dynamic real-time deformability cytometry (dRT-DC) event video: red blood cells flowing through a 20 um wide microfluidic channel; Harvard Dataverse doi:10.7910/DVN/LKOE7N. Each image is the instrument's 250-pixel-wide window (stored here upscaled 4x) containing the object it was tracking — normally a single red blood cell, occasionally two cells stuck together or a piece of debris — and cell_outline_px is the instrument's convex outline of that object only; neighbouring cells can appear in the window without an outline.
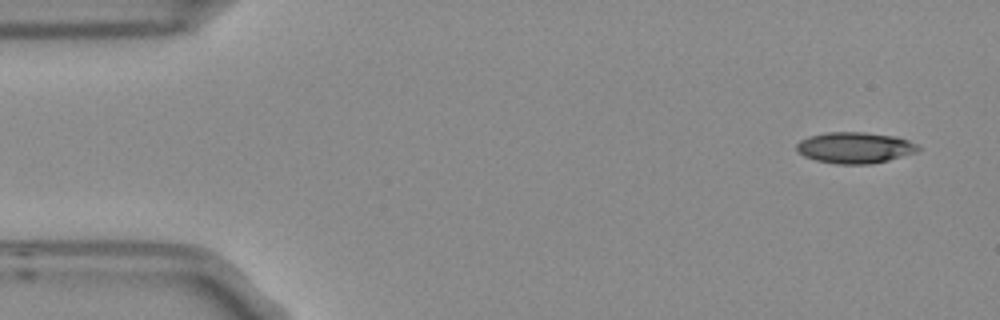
{"species": "Egyptian fruit bat (a non-hibernating species)", "species_latin": "Rousettus aegyptiacus", "temperature_condition": "room temperature", "stored_images_in_passage": 4, "camera_frame_rate_fps": 3000, "um_per_image_px": 0.085, "frame": {"image": 1, "passage_image": 1, "time_ms": 0.0, "image_size_px": [1000, 320], "cell_outline_px": [[920, 148], [916, 152], [888, 160], [872, 164], [836, 164], [816, 160], [804, 156], [796, 152], [796, 144], [800, 140], [808, 136], [828, 132], [860, 132], [896, 136], [920, 144]], "centroid_in_image_um": [72.65, 12.55], "position_along_channel_um": 12.3, "area_um2": 22.2}}